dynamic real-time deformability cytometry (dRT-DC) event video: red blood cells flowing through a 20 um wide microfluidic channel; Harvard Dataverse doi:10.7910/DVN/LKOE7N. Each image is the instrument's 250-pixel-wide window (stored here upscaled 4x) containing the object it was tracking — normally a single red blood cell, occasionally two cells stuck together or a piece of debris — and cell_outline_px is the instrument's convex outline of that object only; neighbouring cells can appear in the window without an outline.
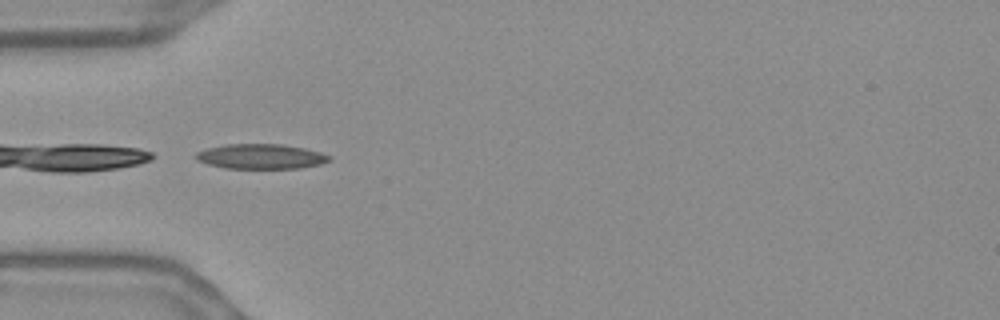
{"species": "Egyptian fruit bat (a non-hibernating species)", "species_latin": "Rousettus aegyptiacus", "temperature_condition": "warm", "stored_images_in_passage": 37, "camera_frame_rate_fps": 3000, "um_per_image_px": 0.085, "frame": {"image": 1, "passage_image": 1, "time_ms": 0.0, "image_size_px": [1000, 320], "cell_outline_px": [[332, 160], [320, 164], [300, 168], [224, 168], [208, 164], [196, 160], [192, 156], [196, 152], [208, 148], [224, 144], [280, 144], [304, 148], [320, 152], [332, 156]], "centroid_in_image_um": [22.15, 13.3], "position_along_channel_um": 62.8, "area_um2": 19.48}}
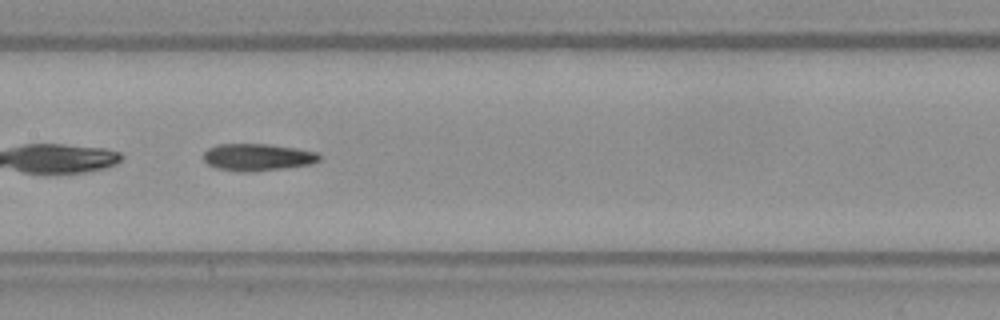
{"frame": {"image": 2, "passage_image": 11, "time_ms": 3.333, "image_size_px": [1000, 320], "cell_outline_px": [[320, 160], [312, 164], [284, 168], [248, 172], [240, 172], [216, 168], [208, 164], [204, 160], [204, 152], [208, 148], [216, 144], [268, 144], [296, 148], [320, 152]], "centroid_in_image_um": [21.91, 13.36], "position_along_channel_um": 185.5, "area_um2": 18.44}, "authors_computed_cell_mechanics": {"area_um2": 17.8602, "velocity_mm_per_s": 3.6996, "shape_relaxation_time_tau1_ms": null, "shape_relaxation_time_tau2_ms": 6.8451, "deformation_change_tau1": null, "deformation_change_tau2": 0.1602}}